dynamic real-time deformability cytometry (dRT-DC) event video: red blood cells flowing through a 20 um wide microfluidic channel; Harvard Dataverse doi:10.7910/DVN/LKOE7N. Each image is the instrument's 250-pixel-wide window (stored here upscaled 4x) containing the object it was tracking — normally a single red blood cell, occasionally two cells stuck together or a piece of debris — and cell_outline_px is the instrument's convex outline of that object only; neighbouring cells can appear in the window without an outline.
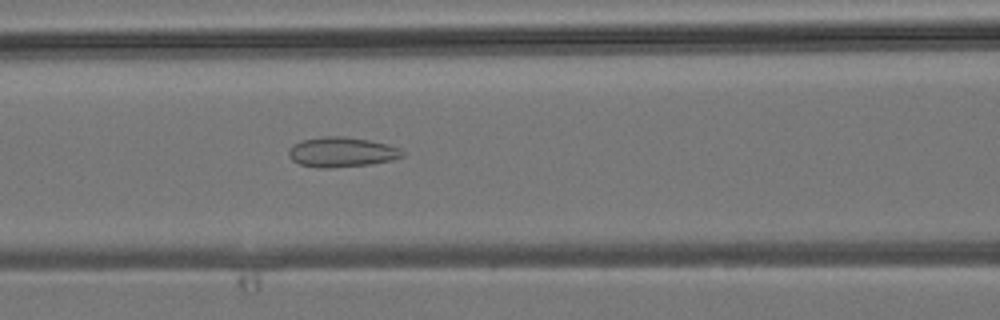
{"species": "common noctule bat (a hibernating species)", "species_latin": "Nyctalus noctula", "temperature_condition": "room temperature", "stored_images_in_passage": 45, "camera_frame_rate_fps": 3000, "um_per_image_px": 0.085, "animal": {"sex": "male", "body_mass_g": 19.2, "forearm_length_mm": 51.8}, "frame": {"image": 1, "passage_image": 19, "time_ms": 6.0, "image_size_px": [1000, 320], "cell_outline_px": [[404, 156], [392, 160], [372, 164], [328, 168], [320, 168], [300, 164], [292, 160], [288, 156], [288, 152], [292, 144], [300, 140], [324, 136], [344, 136], [368, 140], [388, 144], [400, 148], [404, 152]], "centroid_in_image_um": [29.04, 12.92], "position_along_channel_um": 137.6, "area_um2": 20.0}}
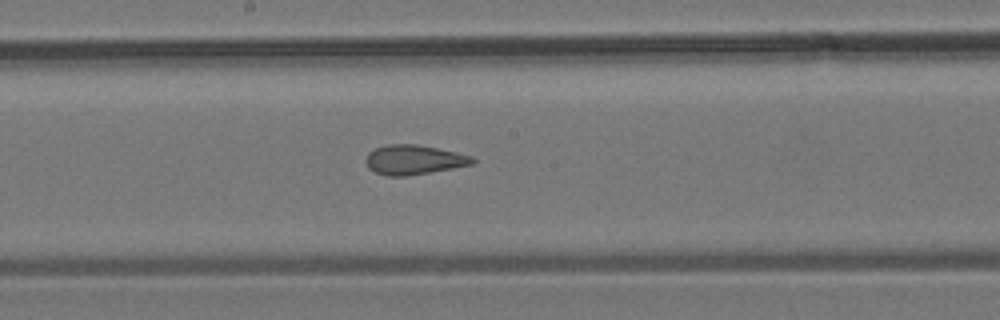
{"frame": {"image": 2, "passage_image": 24, "time_ms": 7.667, "image_size_px": [1000, 320], "cell_outline_px": [[476, 160], [472, 164], [452, 168], [404, 176], [388, 176], [376, 172], [368, 168], [364, 160], [368, 152], [376, 148], [388, 144], [416, 144], [456, 152], [472, 156]], "centroid_in_image_um": [35.14, 13.57], "position_along_channel_um": 213.1, "area_um2": 18.21}}
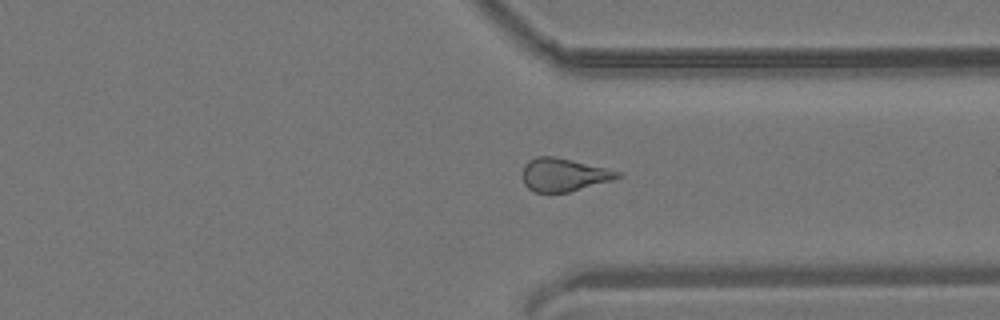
{"frame": {"image": 3, "passage_image": 34, "time_ms": 11.0, "image_size_px": [1000, 320], "cell_outline_px": [[624, 172], [620, 176], [612, 180], [568, 192], [536, 192], [528, 188], [524, 184], [524, 164], [528, 160], [536, 156], [552, 156]], "centroid_in_image_um": [47.92, 14.85], "position_along_channel_um": 363.5, "area_um2": 18.03}}